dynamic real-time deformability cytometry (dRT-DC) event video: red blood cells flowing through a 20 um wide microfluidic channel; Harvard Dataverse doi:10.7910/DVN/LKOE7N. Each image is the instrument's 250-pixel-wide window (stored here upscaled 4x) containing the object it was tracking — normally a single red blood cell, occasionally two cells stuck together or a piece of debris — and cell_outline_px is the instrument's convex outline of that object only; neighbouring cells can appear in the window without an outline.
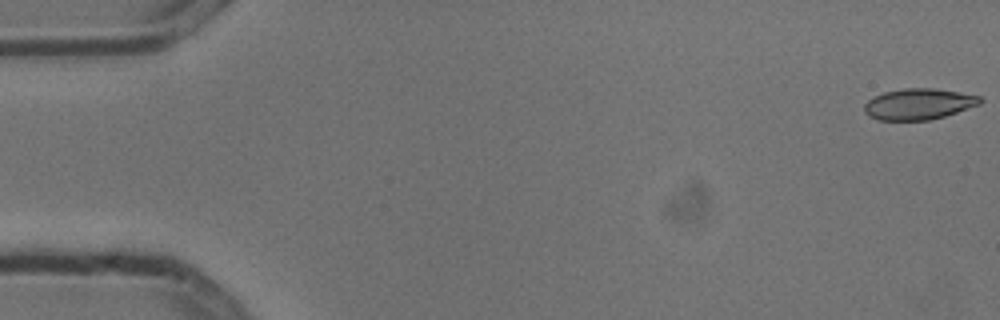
{"species": "common noctule bat (a hibernating species)", "species_latin": "Nyctalus noctula", "temperature_condition": "cold", "stored_images_in_passage": 6, "camera_frame_rate_fps": 3000, "um_per_image_px": 0.085, "animal": {"sex": "male", "body_mass_g": 13.3}, "frame": {"image": 1, "passage_image": 1, "time_ms": 0.0, "image_size_px": [1000, 320], "cell_outline_px": [[984, 100], [980, 104], [944, 116], [928, 120], [880, 120], [868, 116], [864, 112], [864, 104], [868, 100], [884, 92], [904, 88], [936, 88], [980, 96]], "centroid_in_image_um": [78.08, 8.84], "position_along_channel_um": 6.9, "area_um2": 20.87}}
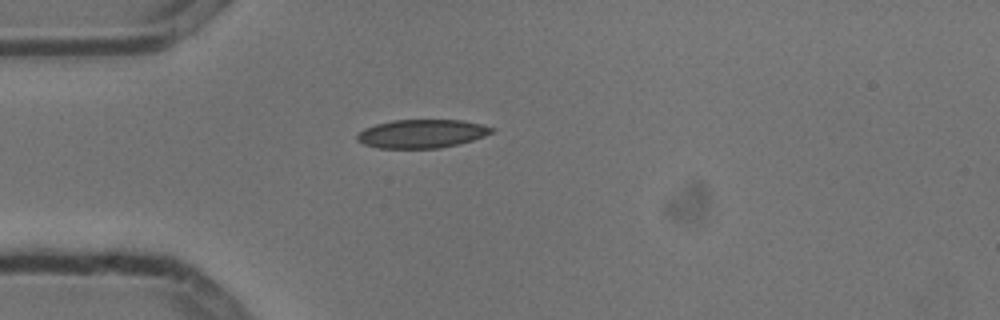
{"frame": {"image": 2, "passage_image": 5, "time_ms": 1.333, "image_size_px": [1000, 320], "cell_outline_px": [[496, 128], [492, 132], [484, 136], [460, 144], [440, 148], [376, 148], [364, 144], [356, 140], [356, 136], [364, 128], [376, 124], [392, 120], [460, 120], [480, 124]], "centroid_in_image_um": [35.84, 11.37], "position_along_channel_um": 49.2, "area_um2": 22.37}}